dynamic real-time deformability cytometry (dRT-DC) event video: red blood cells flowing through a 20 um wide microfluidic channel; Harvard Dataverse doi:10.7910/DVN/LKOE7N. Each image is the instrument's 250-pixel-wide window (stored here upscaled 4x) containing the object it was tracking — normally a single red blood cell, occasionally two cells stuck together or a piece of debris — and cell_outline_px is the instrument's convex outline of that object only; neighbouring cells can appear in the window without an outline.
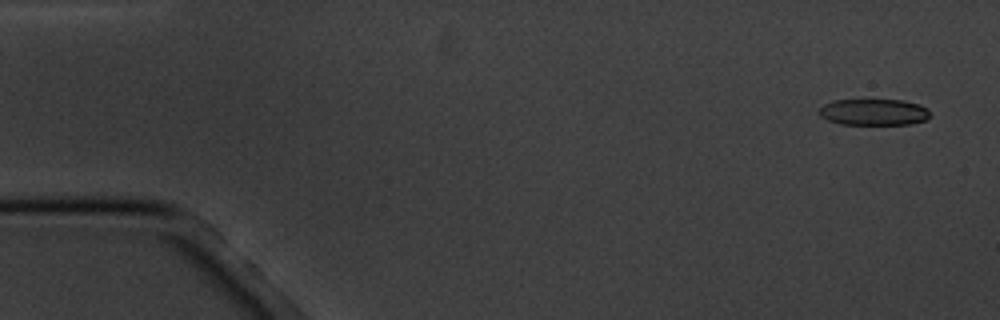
{"species": "common noctule bat (a hibernating species)", "species_latin": "Nyctalus noctula", "temperature_condition": "cold", "stored_images_in_passage": 4, "camera_frame_rate_fps": 3000, "um_per_image_px": 0.085, "animal": {"sex": "male", "body_mass_g": 20.1, "forearm_length_mm": 53.5}, "frame": {"image": 1, "passage_image": 1, "time_ms": 0.0, "image_size_px": [1000, 320], "cell_outline_px": [[928, 120], [912, 124], [840, 124], [828, 120], [820, 116], [816, 112], [824, 104], [836, 100], [904, 100], [920, 104], [928, 108]], "centroid_in_image_um": [74.28, 9.53], "position_along_channel_um": 10.7, "area_um2": 17.17}}
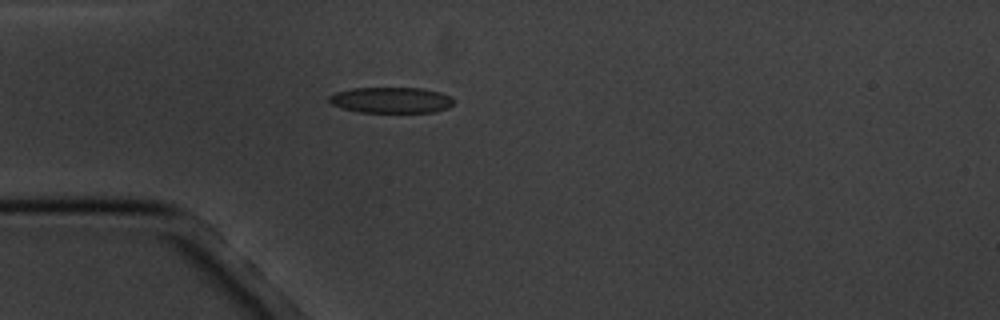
{"frame": {"image": 2, "passage_image": 4, "time_ms": 4.333, "image_size_px": [1000, 320], "cell_outline_px": [[452, 104], [448, 108], [432, 112], [360, 112], [340, 108], [332, 104], [328, 100], [328, 96], [336, 92], [352, 88], [424, 88], [440, 92], [448, 96], [452, 100]], "centroid_in_image_um": [33.2, 8.5], "position_along_channel_um": 51.8, "area_um2": 18.73}}